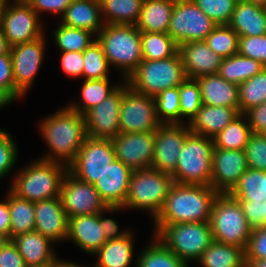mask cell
Wrapping results in <instances>:
<instances>
[{
  "label": "cell",
  "instance_id": "6da1fadb",
  "mask_svg": "<svg viewBox=\"0 0 266 267\" xmlns=\"http://www.w3.org/2000/svg\"><path fill=\"white\" fill-rule=\"evenodd\" d=\"M50 153L41 159L69 165L87 137L85 117L67 105L45 117L38 126Z\"/></svg>",
  "mask_w": 266,
  "mask_h": 267
},
{
  "label": "cell",
  "instance_id": "7a4b0ae2",
  "mask_svg": "<svg viewBox=\"0 0 266 267\" xmlns=\"http://www.w3.org/2000/svg\"><path fill=\"white\" fill-rule=\"evenodd\" d=\"M218 194L212 186L174 182L163 208L153 223L154 225H170L209 222L211 209Z\"/></svg>",
  "mask_w": 266,
  "mask_h": 267
},
{
  "label": "cell",
  "instance_id": "3957f363",
  "mask_svg": "<svg viewBox=\"0 0 266 267\" xmlns=\"http://www.w3.org/2000/svg\"><path fill=\"white\" fill-rule=\"evenodd\" d=\"M67 172V165L39 158L13 176L10 190L18 197L32 202L59 197Z\"/></svg>",
  "mask_w": 266,
  "mask_h": 267
},
{
  "label": "cell",
  "instance_id": "277c9868",
  "mask_svg": "<svg viewBox=\"0 0 266 267\" xmlns=\"http://www.w3.org/2000/svg\"><path fill=\"white\" fill-rule=\"evenodd\" d=\"M110 67L126 80L143 61L141 32L135 25L104 24L97 35Z\"/></svg>",
  "mask_w": 266,
  "mask_h": 267
},
{
  "label": "cell",
  "instance_id": "5b68a950",
  "mask_svg": "<svg viewBox=\"0 0 266 267\" xmlns=\"http://www.w3.org/2000/svg\"><path fill=\"white\" fill-rule=\"evenodd\" d=\"M174 183L170 173L152 168L133 170L123 208L148 211L154 220Z\"/></svg>",
  "mask_w": 266,
  "mask_h": 267
},
{
  "label": "cell",
  "instance_id": "8992f818",
  "mask_svg": "<svg viewBox=\"0 0 266 267\" xmlns=\"http://www.w3.org/2000/svg\"><path fill=\"white\" fill-rule=\"evenodd\" d=\"M154 235L188 265L197 262L213 240L209 222L154 225Z\"/></svg>",
  "mask_w": 266,
  "mask_h": 267
},
{
  "label": "cell",
  "instance_id": "52a82bcc",
  "mask_svg": "<svg viewBox=\"0 0 266 267\" xmlns=\"http://www.w3.org/2000/svg\"><path fill=\"white\" fill-rule=\"evenodd\" d=\"M213 138L190 133L180 151L173 181L180 184L211 186Z\"/></svg>",
  "mask_w": 266,
  "mask_h": 267
},
{
  "label": "cell",
  "instance_id": "ba28073f",
  "mask_svg": "<svg viewBox=\"0 0 266 267\" xmlns=\"http://www.w3.org/2000/svg\"><path fill=\"white\" fill-rule=\"evenodd\" d=\"M187 79L179 53L162 60H143L126 79L137 92L151 97L181 85Z\"/></svg>",
  "mask_w": 266,
  "mask_h": 267
},
{
  "label": "cell",
  "instance_id": "9c48e42d",
  "mask_svg": "<svg viewBox=\"0 0 266 267\" xmlns=\"http://www.w3.org/2000/svg\"><path fill=\"white\" fill-rule=\"evenodd\" d=\"M209 224L214 241L246 249L252 228L239 202L228 193H219L215 198Z\"/></svg>",
  "mask_w": 266,
  "mask_h": 267
},
{
  "label": "cell",
  "instance_id": "30bf717a",
  "mask_svg": "<svg viewBox=\"0 0 266 267\" xmlns=\"http://www.w3.org/2000/svg\"><path fill=\"white\" fill-rule=\"evenodd\" d=\"M123 81L122 103L119 113L120 133L156 131L159 121L154 97L135 91L126 80Z\"/></svg>",
  "mask_w": 266,
  "mask_h": 267
},
{
  "label": "cell",
  "instance_id": "8fae6325",
  "mask_svg": "<svg viewBox=\"0 0 266 267\" xmlns=\"http://www.w3.org/2000/svg\"><path fill=\"white\" fill-rule=\"evenodd\" d=\"M40 20L25 0H13L4 6L0 27L12 47L42 37L45 30Z\"/></svg>",
  "mask_w": 266,
  "mask_h": 267
},
{
  "label": "cell",
  "instance_id": "7c38bea8",
  "mask_svg": "<svg viewBox=\"0 0 266 267\" xmlns=\"http://www.w3.org/2000/svg\"><path fill=\"white\" fill-rule=\"evenodd\" d=\"M217 24L193 0H175L168 34L178 44L205 41Z\"/></svg>",
  "mask_w": 266,
  "mask_h": 267
},
{
  "label": "cell",
  "instance_id": "4fadbf2b",
  "mask_svg": "<svg viewBox=\"0 0 266 267\" xmlns=\"http://www.w3.org/2000/svg\"><path fill=\"white\" fill-rule=\"evenodd\" d=\"M116 159L112 140L86 137L68 172L78 180L94 184Z\"/></svg>",
  "mask_w": 266,
  "mask_h": 267
},
{
  "label": "cell",
  "instance_id": "5bb4252c",
  "mask_svg": "<svg viewBox=\"0 0 266 267\" xmlns=\"http://www.w3.org/2000/svg\"><path fill=\"white\" fill-rule=\"evenodd\" d=\"M45 34L31 42L11 47L15 98L19 100L33 86L35 76L40 70L46 46Z\"/></svg>",
  "mask_w": 266,
  "mask_h": 267
},
{
  "label": "cell",
  "instance_id": "9a60e30c",
  "mask_svg": "<svg viewBox=\"0 0 266 267\" xmlns=\"http://www.w3.org/2000/svg\"><path fill=\"white\" fill-rule=\"evenodd\" d=\"M59 197L68 219L98 214L108 208L94 184L80 181L69 172L63 178Z\"/></svg>",
  "mask_w": 266,
  "mask_h": 267
},
{
  "label": "cell",
  "instance_id": "2e32d148",
  "mask_svg": "<svg viewBox=\"0 0 266 267\" xmlns=\"http://www.w3.org/2000/svg\"><path fill=\"white\" fill-rule=\"evenodd\" d=\"M122 95L123 82L112 94L84 114L88 137L113 140L120 133Z\"/></svg>",
  "mask_w": 266,
  "mask_h": 267
},
{
  "label": "cell",
  "instance_id": "e0dca14e",
  "mask_svg": "<svg viewBox=\"0 0 266 267\" xmlns=\"http://www.w3.org/2000/svg\"><path fill=\"white\" fill-rule=\"evenodd\" d=\"M190 133L187 123L162 124L155 131V149L151 168L171 174L176 168L183 143Z\"/></svg>",
  "mask_w": 266,
  "mask_h": 267
},
{
  "label": "cell",
  "instance_id": "ac0fdd59",
  "mask_svg": "<svg viewBox=\"0 0 266 267\" xmlns=\"http://www.w3.org/2000/svg\"><path fill=\"white\" fill-rule=\"evenodd\" d=\"M112 143L116 159L132 170L151 168L155 149V131L119 133Z\"/></svg>",
  "mask_w": 266,
  "mask_h": 267
},
{
  "label": "cell",
  "instance_id": "d6986e66",
  "mask_svg": "<svg viewBox=\"0 0 266 267\" xmlns=\"http://www.w3.org/2000/svg\"><path fill=\"white\" fill-rule=\"evenodd\" d=\"M248 169L244 150L213 149L211 186L229 193Z\"/></svg>",
  "mask_w": 266,
  "mask_h": 267
},
{
  "label": "cell",
  "instance_id": "ffe728a7",
  "mask_svg": "<svg viewBox=\"0 0 266 267\" xmlns=\"http://www.w3.org/2000/svg\"><path fill=\"white\" fill-rule=\"evenodd\" d=\"M35 231L52 242L66 241L69 219L60 197L34 202Z\"/></svg>",
  "mask_w": 266,
  "mask_h": 267
},
{
  "label": "cell",
  "instance_id": "44dd1931",
  "mask_svg": "<svg viewBox=\"0 0 266 267\" xmlns=\"http://www.w3.org/2000/svg\"><path fill=\"white\" fill-rule=\"evenodd\" d=\"M188 79L218 73L222 57L216 54L205 41L185 42L178 46Z\"/></svg>",
  "mask_w": 266,
  "mask_h": 267
},
{
  "label": "cell",
  "instance_id": "7402d4cb",
  "mask_svg": "<svg viewBox=\"0 0 266 267\" xmlns=\"http://www.w3.org/2000/svg\"><path fill=\"white\" fill-rule=\"evenodd\" d=\"M133 170L115 159L94 183L108 207H123Z\"/></svg>",
  "mask_w": 266,
  "mask_h": 267
},
{
  "label": "cell",
  "instance_id": "603a6c76",
  "mask_svg": "<svg viewBox=\"0 0 266 267\" xmlns=\"http://www.w3.org/2000/svg\"><path fill=\"white\" fill-rule=\"evenodd\" d=\"M102 229L100 213L74 216L69 218L67 240L91 256L108 241Z\"/></svg>",
  "mask_w": 266,
  "mask_h": 267
},
{
  "label": "cell",
  "instance_id": "cb8c5ba5",
  "mask_svg": "<svg viewBox=\"0 0 266 267\" xmlns=\"http://www.w3.org/2000/svg\"><path fill=\"white\" fill-rule=\"evenodd\" d=\"M200 87L202 104L235 108L239 112V86L218 73L195 79Z\"/></svg>",
  "mask_w": 266,
  "mask_h": 267
},
{
  "label": "cell",
  "instance_id": "d4e9b609",
  "mask_svg": "<svg viewBox=\"0 0 266 267\" xmlns=\"http://www.w3.org/2000/svg\"><path fill=\"white\" fill-rule=\"evenodd\" d=\"M239 114L235 108L202 104L188 126L193 134L213 138Z\"/></svg>",
  "mask_w": 266,
  "mask_h": 267
},
{
  "label": "cell",
  "instance_id": "484cf974",
  "mask_svg": "<svg viewBox=\"0 0 266 267\" xmlns=\"http://www.w3.org/2000/svg\"><path fill=\"white\" fill-rule=\"evenodd\" d=\"M61 17V24L88 30L96 36L104 26L100 0H74Z\"/></svg>",
  "mask_w": 266,
  "mask_h": 267
},
{
  "label": "cell",
  "instance_id": "4316f807",
  "mask_svg": "<svg viewBox=\"0 0 266 267\" xmlns=\"http://www.w3.org/2000/svg\"><path fill=\"white\" fill-rule=\"evenodd\" d=\"M239 37L266 34V11L263 6L239 0L228 24Z\"/></svg>",
  "mask_w": 266,
  "mask_h": 267
},
{
  "label": "cell",
  "instance_id": "83f0119b",
  "mask_svg": "<svg viewBox=\"0 0 266 267\" xmlns=\"http://www.w3.org/2000/svg\"><path fill=\"white\" fill-rule=\"evenodd\" d=\"M11 240L17 247L26 265L51 263L57 258L52 245L54 242L39 232L32 231L20 234Z\"/></svg>",
  "mask_w": 266,
  "mask_h": 267
},
{
  "label": "cell",
  "instance_id": "f1b7e54d",
  "mask_svg": "<svg viewBox=\"0 0 266 267\" xmlns=\"http://www.w3.org/2000/svg\"><path fill=\"white\" fill-rule=\"evenodd\" d=\"M175 0H143L135 24L140 32L168 33Z\"/></svg>",
  "mask_w": 266,
  "mask_h": 267
},
{
  "label": "cell",
  "instance_id": "f546056e",
  "mask_svg": "<svg viewBox=\"0 0 266 267\" xmlns=\"http://www.w3.org/2000/svg\"><path fill=\"white\" fill-rule=\"evenodd\" d=\"M133 232L119 239L108 240L93 256L95 267H129L134 256Z\"/></svg>",
  "mask_w": 266,
  "mask_h": 267
},
{
  "label": "cell",
  "instance_id": "4dcf8cb0",
  "mask_svg": "<svg viewBox=\"0 0 266 267\" xmlns=\"http://www.w3.org/2000/svg\"><path fill=\"white\" fill-rule=\"evenodd\" d=\"M197 261L202 267H245V249L213 241Z\"/></svg>",
  "mask_w": 266,
  "mask_h": 267
},
{
  "label": "cell",
  "instance_id": "1f68e13d",
  "mask_svg": "<svg viewBox=\"0 0 266 267\" xmlns=\"http://www.w3.org/2000/svg\"><path fill=\"white\" fill-rule=\"evenodd\" d=\"M5 197L10 210V240L17 235L35 231L34 202L18 197L10 189Z\"/></svg>",
  "mask_w": 266,
  "mask_h": 267
},
{
  "label": "cell",
  "instance_id": "d6a6232c",
  "mask_svg": "<svg viewBox=\"0 0 266 267\" xmlns=\"http://www.w3.org/2000/svg\"><path fill=\"white\" fill-rule=\"evenodd\" d=\"M143 0H100L104 24L135 25Z\"/></svg>",
  "mask_w": 266,
  "mask_h": 267
},
{
  "label": "cell",
  "instance_id": "836d02e7",
  "mask_svg": "<svg viewBox=\"0 0 266 267\" xmlns=\"http://www.w3.org/2000/svg\"><path fill=\"white\" fill-rule=\"evenodd\" d=\"M263 68L265 66L259 61L235 54L222 59L218 74L226 81L239 86Z\"/></svg>",
  "mask_w": 266,
  "mask_h": 267
},
{
  "label": "cell",
  "instance_id": "e575fe53",
  "mask_svg": "<svg viewBox=\"0 0 266 267\" xmlns=\"http://www.w3.org/2000/svg\"><path fill=\"white\" fill-rule=\"evenodd\" d=\"M252 134L246 116L240 113L213 137L214 148L244 150Z\"/></svg>",
  "mask_w": 266,
  "mask_h": 267
},
{
  "label": "cell",
  "instance_id": "d590c367",
  "mask_svg": "<svg viewBox=\"0 0 266 267\" xmlns=\"http://www.w3.org/2000/svg\"><path fill=\"white\" fill-rule=\"evenodd\" d=\"M109 81V78L84 80L80 88L81 102H71L67 106L71 110L84 115L89 109L98 105L120 86L119 83L110 86Z\"/></svg>",
  "mask_w": 266,
  "mask_h": 267
},
{
  "label": "cell",
  "instance_id": "8d00e7d4",
  "mask_svg": "<svg viewBox=\"0 0 266 267\" xmlns=\"http://www.w3.org/2000/svg\"><path fill=\"white\" fill-rule=\"evenodd\" d=\"M228 194L236 200L264 202L266 200V171L248 168Z\"/></svg>",
  "mask_w": 266,
  "mask_h": 267
},
{
  "label": "cell",
  "instance_id": "74e56055",
  "mask_svg": "<svg viewBox=\"0 0 266 267\" xmlns=\"http://www.w3.org/2000/svg\"><path fill=\"white\" fill-rule=\"evenodd\" d=\"M153 241V242H152ZM151 244L138 254L135 267H188L184 260L170 251L153 235Z\"/></svg>",
  "mask_w": 266,
  "mask_h": 267
},
{
  "label": "cell",
  "instance_id": "f35d334b",
  "mask_svg": "<svg viewBox=\"0 0 266 267\" xmlns=\"http://www.w3.org/2000/svg\"><path fill=\"white\" fill-rule=\"evenodd\" d=\"M143 60H162L178 53V44L168 33L141 32Z\"/></svg>",
  "mask_w": 266,
  "mask_h": 267
},
{
  "label": "cell",
  "instance_id": "ab89813d",
  "mask_svg": "<svg viewBox=\"0 0 266 267\" xmlns=\"http://www.w3.org/2000/svg\"><path fill=\"white\" fill-rule=\"evenodd\" d=\"M53 34L56 47L61 52H83L97 40V36L88 30L78 29L64 24H59Z\"/></svg>",
  "mask_w": 266,
  "mask_h": 267
},
{
  "label": "cell",
  "instance_id": "60d3db41",
  "mask_svg": "<svg viewBox=\"0 0 266 267\" xmlns=\"http://www.w3.org/2000/svg\"><path fill=\"white\" fill-rule=\"evenodd\" d=\"M239 113L266 101V67L239 85Z\"/></svg>",
  "mask_w": 266,
  "mask_h": 267
},
{
  "label": "cell",
  "instance_id": "b9f144b4",
  "mask_svg": "<svg viewBox=\"0 0 266 267\" xmlns=\"http://www.w3.org/2000/svg\"><path fill=\"white\" fill-rule=\"evenodd\" d=\"M83 79L108 78L110 65L101 44L96 40L83 51Z\"/></svg>",
  "mask_w": 266,
  "mask_h": 267
},
{
  "label": "cell",
  "instance_id": "7bdbcfd3",
  "mask_svg": "<svg viewBox=\"0 0 266 267\" xmlns=\"http://www.w3.org/2000/svg\"><path fill=\"white\" fill-rule=\"evenodd\" d=\"M205 42L222 58L238 54L239 35L229 25H217Z\"/></svg>",
  "mask_w": 266,
  "mask_h": 267
},
{
  "label": "cell",
  "instance_id": "ee69618b",
  "mask_svg": "<svg viewBox=\"0 0 266 267\" xmlns=\"http://www.w3.org/2000/svg\"><path fill=\"white\" fill-rule=\"evenodd\" d=\"M154 100L157 116L162 124H181L179 86L165 89Z\"/></svg>",
  "mask_w": 266,
  "mask_h": 267
},
{
  "label": "cell",
  "instance_id": "f6af8a7d",
  "mask_svg": "<svg viewBox=\"0 0 266 267\" xmlns=\"http://www.w3.org/2000/svg\"><path fill=\"white\" fill-rule=\"evenodd\" d=\"M181 124H187L196 116L202 106L200 87L195 79H186L179 85Z\"/></svg>",
  "mask_w": 266,
  "mask_h": 267
},
{
  "label": "cell",
  "instance_id": "bcb514c9",
  "mask_svg": "<svg viewBox=\"0 0 266 267\" xmlns=\"http://www.w3.org/2000/svg\"><path fill=\"white\" fill-rule=\"evenodd\" d=\"M217 25H228L239 0H193Z\"/></svg>",
  "mask_w": 266,
  "mask_h": 267
},
{
  "label": "cell",
  "instance_id": "7dc6e473",
  "mask_svg": "<svg viewBox=\"0 0 266 267\" xmlns=\"http://www.w3.org/2000/svg\"><path fill=\"white\" fill-rule=\"evenodd\" d=\"M15 139L0 128V179L9 175L17 165L18 148Z\"/></svg>",
  "mask_w": 266,
  "mask_h": 267
},
{
  "label": "cell",
  "instance_id": "c3c4849f",
  "mask_svg": "<svg viewBox=\"0 0 266 267\" xmlns=\"http://www.w3.org/2000/svg\"><path fill=\"white\" fill-rule=\"evenodd\" d=\"M248 168L266 171V138L253 133L245 149Z\"/></svg>",
  "mask_w": 266,
  "mask_h": 267
},
{
  "label": "cell",
  "instance_id": "681fc988",
  "mask_svg": "<svg viewBox=\"0 0 266 267\" xmlns=\"http://www.w3.org/2000/svg\"><path fill=\"white\" fill-rule=\"evenodd\" d=\"M238 54L257 60L266 67V34L239 37Z\"/></svg>",
  "mask_w": 266,
  "mask_h": 267
},
{
  "label": "cell",
  "instance_id": "f907efd6",
  "mask_svg": "<svg viewBox=\"0 0 266 267\" xmlns=\"http://www.w3.org/2000/svg\"><path fill=\"white\" fill-rule=\"evenodd\" d=\"M245 259H266V226L252 229L245 249Z\"/></svg>",
  "mask_w": 266,
  "mask_h": 267
},
{
  "label": "cell",
  "instance_id": "816d5d0a",
  "mask_svg": "<svg viewBox=\"0 0 266 267\" xmlns=\"http://www.w3.org/2000/svg\"><path fill=\"white\" fill-rule=\"evenodd\" d=\"M60 65L71 78H83V52H61Z\"/></svg>",
  "mask_w": 266,
  "mask_h": 267
},
{
  "label": "cell",
  "instance_id": "f5cc1de1",
  "mask_svg": "<svg viewBox=\"0 0 266 267\" xmlns=\"http://www.w3.org/2000/svg\"><path fill=\"white\" fill-rule=\"evenodd\" d=\"M40 16L43 12L62 16L74 0H25Z\"/></svg>",
  "mask_w": 266,
  "mask_h": 267
},
{
  "label": "cell",
  "instance_id": "db71d44e",
  "mask_svg": "<svg viewBox=\"0 0 266 267\" xmlns=\"http://www.w3.org/2000/svg\"><path fill=\"white\" fill-rule=\"evenodd\" d=\"M120 209L123 210L124 208L123 207H108L107 209L100 212V224L103 225L102 231L107 240L119 239V238L125 237L130 232H132L129 229L120 230L117 222L114 219L107 218V217L105 218L103 215L107 211L114 214V212L116 213Z\"/></svg>",
  "mask_w": 266,
  "mask_h": 267
},
{
  "label": "cell",
  "instance_id": "11a10c76",
  "mask_svg": "<svg viewBox=\"0 0 266 267\" xmlns=\"http://www.w3.org/2000/svg\"><path fill=\"white\" fill-rule=\"evenodd\" d=\"M252 229L263 226V202L237 200Z\"/></svg>",
  "mask_w": 266,
  "mask_h": 267
},
{
  "label": "cell",
  "instance_id": "9f6ffc18",
  "mask_svg": "<svg viewBox=\"0 0 266 267\" xmlns=\"http://www.w3.org/2000/svg\"><path fill=\"white\" fill-rule=\"evenodd\" d=\"M0 87L15 97V82L11 54L0 55Z\"/></svg>",
  "mask_w": 266,
  "mask_h": 267
},
{
  "label": "cell",
  "instance_id": "6f0895ef",
  "mask_svg": "<svg viewBox=\"0 0 266 267\" xmlns=\"http://www.w3.org/2000/svg\"><path fill=\"white\" fill-rule=\"evenodd\" d=\"M244 115L253 133L262 134L266 131V101L247 110Z\"/></svg>",
  "mask_w": 266,
  "mask_h": 267
},
{
  "label": "cell",
  "instance_id": "680465c9",
  "mask_svg": "<svg viewBox=\"0 0 266 267\" xmlns=\"http://www.w3.org/2000/svg\"><path fill=\"white\" fill-rule=\"evenodd\" d=\"M0 267H26L17 247L9 240L0 251Z\"/></svg>",
  "mask_w": 266,
  "mask_h": 267
},
{
  "label": "cell",
  "instance_id": "91938a15",
  "mask_svg": "<svg viewBox=\"0 0 266 267\" xmlns=\"http://www.w3.org/2000/svg\"><path fill=\"white\" fill-rule=\"evenodd\" d=\"M5 200L0 201V232L10 238V210L8 199L5 197Z\"/></svg>",
  "mask_w": 266,
  "mask_h": 267
},
{
  "label": "cell",
  "instance_id": "94428289",
  "mask_svg": "<svg viewBox=\"0 0 266 267\" xmlns=\"http://www.w3.org/2000/svg\"><path fill=\"white\" fill-rule=\"evenodd\" d=\"M17 100L8 90L0 87V109Z\"/></svg>",
  "mask_w": 266,
  "mask_h": 267
},
{
  "label": "cell",
  "instance_id": "6125c7cd",
  "mask_svg": "<svg viewBox=\"0 0 266 267\" xmlns=\"http://www.w3.org/2000/svg\"><path fill=\"white\" fill-rule=\"evenodd\" d=\"M11 46L8 43L4 33L2 32V29L0 27V55L3 54H10Z\"/></svg>",
  "mask_w": 266,
  "mask_h": 267
},
{
  "label": "cell",
  "instance_id": "be15d7a7",
  "mask_svg": "<svg viewBox=\"0 0 266 267\" xmlns=\"http://www.w3.org/2000/svg\"><path fill=\"white\" fill-rule=\"evenodd\" d=\"M52 267H83L81 265H78L76 262H70V261H64V259L56 258L52 262Z\"/></svg>",
  "mask_w": 266,
  "mask_h": 267
},
{
  "label": "cell",
  "instance_id": "e7e4bbea",
  "mask_svg": "<svg viewBox=\"0 0 266 267\" xmlns=\"http://www.w3.org/2000/svg\"><path fill=\"white\" fill-rule=\"evenodd\" d=\"M245 267H266V259H245Z\"/></svg>",
  "mask_w": 266,
  "mask_h": 267
},
{
  "label": "cell",
  "instance_id": "03108f58",
  "mask_svg": "<svg viewBox=\"0 0 266 267\" xmlns=\"http://www.w3.org/2000/svg\"><path fill=\"white\" fill-rule=\"evenodd\" d=\"M10 240V238L3 233L0 232V251L6 245V243Z\"/></svg>",
  "mask_w": 266,
  "mask_h": 267
},
{
  "label": "cell",
  "instance_id": "003e7915",
  "mask_svg": "<svg viewBox=\"0 0 266 267\" xmlns=\"http://www.w3.org/2000/svg\"><path fill=\"white\" fill-rule=\"evenodd\" d=\"M243 1H246V2H249V3H253V4H256V5H260V6H263V7L266 6V0H243Z\"/></svg>",
  "mask_w": 266,
  "mask_h": 267
},
{
  "label": "cell",
  "instance_id": "a7ac6f4b",
  "mask_svg": "<svg viewBox=\"0 0 266 267\" xmlns=\"http://www.w3.org/2000/svg\"><path fill=\"white\" fill-rule=\"evenodd\" d=\"M26 267H52V262L46 264L26 265Z\"/></svg>",
  "mask_w": 266,
  "mask_h": 267
},
{
  "label": "cell",
  "instance_id": "89a4df30",
  "mask_svg": "<svg viewBox=\"0 0 266 267\" xmlns=\"http://www.w3.org/2000/svg\"><path fill=\"white\" fill-rule=\"evenodd\" d=\"M263 226H266V200L263 202Z\"/></svg>",
  "mask_w": 266,
  "mask_h": 267
},
{
  "label": "cell",
  "instance_id": "2644e50d",
  "mask_svg": "<svg viewBox=\"0 0 266 267\" xmlns=\"http://www.w3.org/2000/svg\"><path fill=\"white\" fill-rule=\"evenodd\" d=\"M6 2L4 0H0V18L4 9Z\"/></svg>",
  "mask_w": 266,
  "mask_h": 267
},
{
  "label": "cell",
  "instance_id": "8c879c8a",
  "mask_svg": "<svg viewBox=\"0 0 266 267\" xmlns=\"http://www.w3.org/2000/svg\"><path fill=\"white\" fill-rule=\"evenodd\" d=\"M262 135L266 138V131H264V132L262 133Z\"/></svg>",
  "mask_w": 266,
  "mask_h": 267
}]
</instances>
